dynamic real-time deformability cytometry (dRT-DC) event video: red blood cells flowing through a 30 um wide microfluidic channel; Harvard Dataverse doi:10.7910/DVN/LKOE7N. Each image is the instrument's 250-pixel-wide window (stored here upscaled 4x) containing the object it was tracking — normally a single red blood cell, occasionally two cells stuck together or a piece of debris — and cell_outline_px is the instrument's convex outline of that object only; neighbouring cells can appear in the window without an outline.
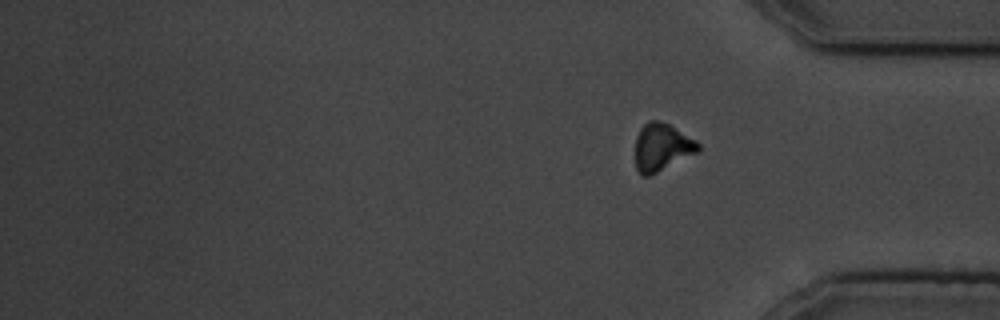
{"species": "common noctule bat (a hibernating species)", "species_latin": "Nyctalus noctula", "temperature_condition": "cold", "stored_images_in_passage": 18, "segment_of_instrument_passage": [2, 2], "camera_frame_rate_fps": 3000, "um_per_image_px": 0.085, "animal": {"sex": "male", "body_mass_g": 19.5, "forearm_length_mm": 54.6}, "frame": {"image": 1, "passage_image": 18, "time_ms": 20.0, "image_size_px": [1000, 320], "cell_outline_px": [[700, 148], [696, 152], [648, 176], [640, 176], [636, 168], [636, 136], [640, 128], [648, 120], [660, 120], [668, 124], [696, 140], [700, 144]], "centroid_in_image_um": [56.22, 12.49], "position_along_channel_um": 379.0, "area_um2": 17.11}}